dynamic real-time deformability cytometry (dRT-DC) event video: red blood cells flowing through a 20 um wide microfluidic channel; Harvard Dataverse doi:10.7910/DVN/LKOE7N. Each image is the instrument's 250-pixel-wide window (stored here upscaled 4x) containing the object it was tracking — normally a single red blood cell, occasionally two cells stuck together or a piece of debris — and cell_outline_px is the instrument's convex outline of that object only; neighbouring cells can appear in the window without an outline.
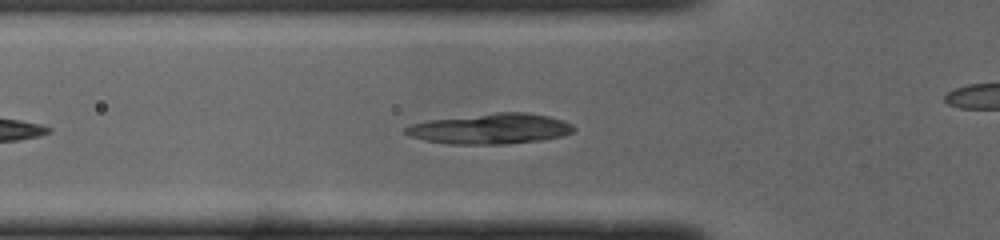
{"species": "common noctule bat (a hibernating species)", "species_latin": "Nyctalus noctula", "temperature_condition": "cold", "stored_images_in_passage": 27, "camera_frame_rate_fps": 3000, "um_per_image_px": 0.085, "animal": {"sex": "male", "body_mass_g": 19.0, "forearm_length_mm": 50.8}, "frame": {"image": 1, "passage_image": 8, "time_ms": 2.333, "image_size_px": [1000, 240], "cell_outline_px": [[576, 128], [572, 132], [560, 136], [540, 140], [504, 144], [448, 144], [424, 140], [408, 136], [404, 132], [404, 128], [412, 124], [428, 120], [496, 112], [524, 112], [548, 116], [564, 120], [572, 124]], "centroid_in_image_um": [41.67, 10.94], "position_along_channel_um": 84.1, "area_um2": 29.82}}
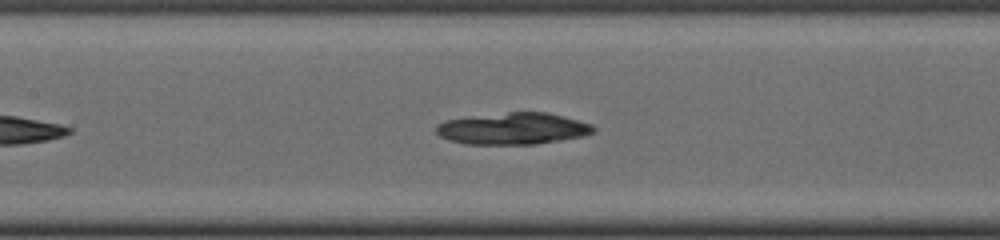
{"frame": {"image": 2, "passage_image": 14, "time_ms": 4.333, "image_size_px": [1000, 240], "cell_outline_px": [[596, 132], [584, 136], [536, 144], [468, 144], [448, 140], [440, 136], [436, 132], [436, 124], [444, 120], [508, 112], [548, 112], [592, 124], [596, 128]], "centroid_in_image_um": [43.62, 10.93], "position_along_channel_um": 163.8, "area_um2": 29.07}}
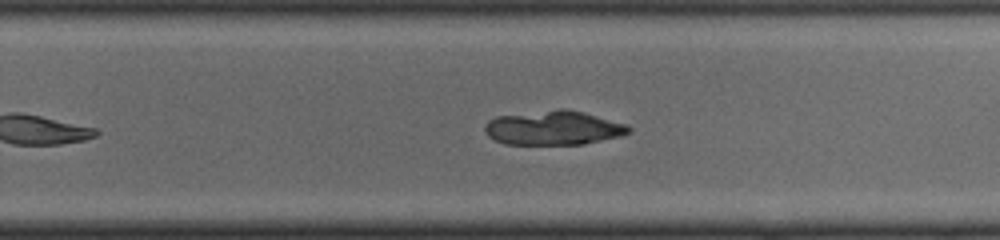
{"frame": {"image": 3, "passage_image": 23, "time_ms": 7.333, "image_size_px": [1000, 240], "cell_outline_px": [[632, 132], [620, 136], [584, 144], [504, 144], [488, 136], [484, 128], [484, 124], [488, 120], [496, 116], [556, 108], [568, 108], [584, 112], [628, 124], [632, 128]], "centroid_in_image_um": [47.07, 10.85], "position_along_channel_um": 282.7, "area_um2": 29.13}}